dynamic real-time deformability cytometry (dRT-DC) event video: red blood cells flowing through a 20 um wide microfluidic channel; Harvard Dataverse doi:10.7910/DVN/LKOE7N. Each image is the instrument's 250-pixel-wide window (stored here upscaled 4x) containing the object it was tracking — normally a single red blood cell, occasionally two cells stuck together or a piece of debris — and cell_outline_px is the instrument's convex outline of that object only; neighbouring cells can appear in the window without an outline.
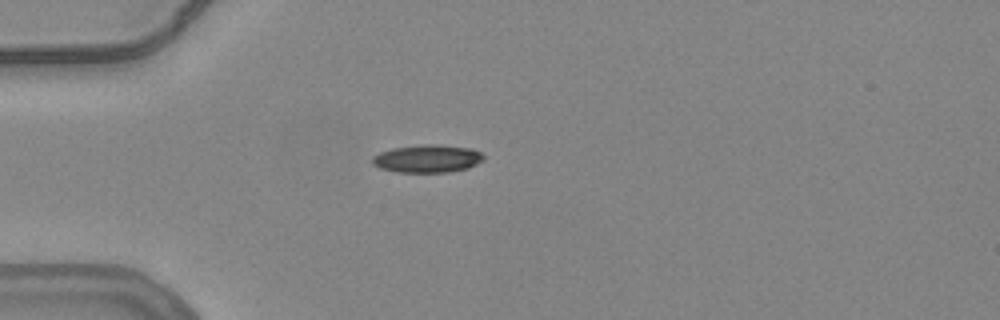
{"species": "common noctule bat (a hibernating species)", "species_latin": "Nyctalus noctula", "temperature_condition": "warm", "stored_images_in_passage": 40, "camera_frame_rate_fps": 3000, "um_per_image_px": 0.085, "animal": {"sex": "female", "body_mass_g": 24.6, "forearm_length_mm": 56.2}, "frame": {"image": 1, "passage_image": 1, "time_ms": 0.0, "image_size_px": [1000, 320], "cell_outline_px": [[484, 160], [468, 168], [448, 172], [396, 172], [380, 168], [372, 164], [372, 156], [380, 152], [392, 148], [428, 144], [432, 144], [472, 148], [480, 152], [484, 156]], "centroid_in_image_um": [36.32, 13.49], "position_along_channel_um": 48.7, "area_um2": 18.03}}
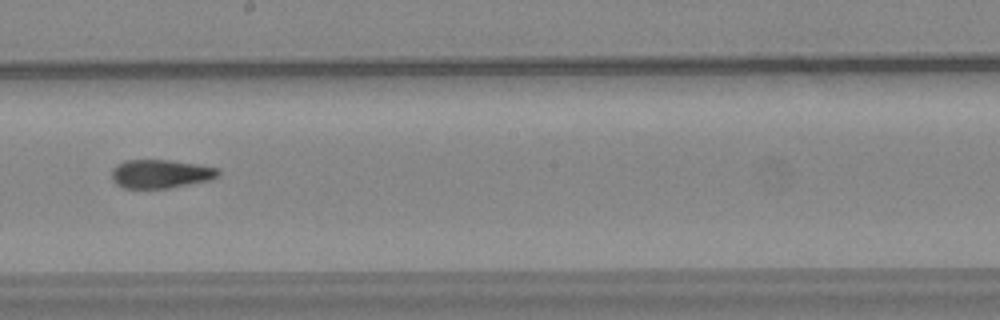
{"frame": {"image": 2, "passage_image": 17, "time_ms": 5.333, "image_size_px": [1000, 320], "cell_outline_px": [[220, 176], [212, 180], [168, 188], [124, 188], [116, 184], [112, 180], [112, 168], [116, 164], [124, 160], [168, 160], [196, 164], [220, 168]], "centroid_in_image_um": [13.67, 14.78], "position_along_channel_um": 234.5, "area_um2": 17.98}}
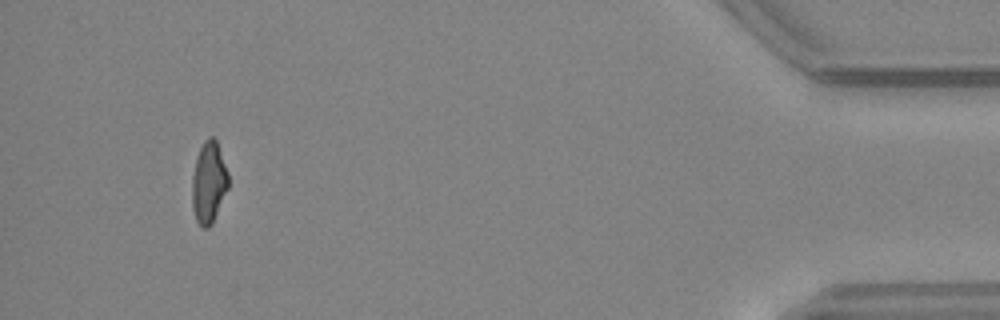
{"frame": {"image": 3, "passage_image": 37, "time_ms": 12.0, "image_size_px": [1000, 320], "cell_outline_px": [[228, 188], [212, 224], [208, 228], [204, 228], [196, 220], [192, 208], [192, 176], [196, 160], [200, 148], [204, 140], [208, 136], [212, 136], [216, 140], [228, 172]], "centroid_in_image_um": [17.74, 15.51], "position_along_channel_um": 417.5, "area_um2": 17.17}, "authors_computed_cell_mechanics": {"area_um2": 18.0914, "velocity_mm_per_s": 3.7971, "shape_relaxation_time_tau1_ms": null, "shape_relaxation_time_tau2_ms": 4.0441, "deformation_change_tau1": null, "deformation_change_tau2": 0.1211}}